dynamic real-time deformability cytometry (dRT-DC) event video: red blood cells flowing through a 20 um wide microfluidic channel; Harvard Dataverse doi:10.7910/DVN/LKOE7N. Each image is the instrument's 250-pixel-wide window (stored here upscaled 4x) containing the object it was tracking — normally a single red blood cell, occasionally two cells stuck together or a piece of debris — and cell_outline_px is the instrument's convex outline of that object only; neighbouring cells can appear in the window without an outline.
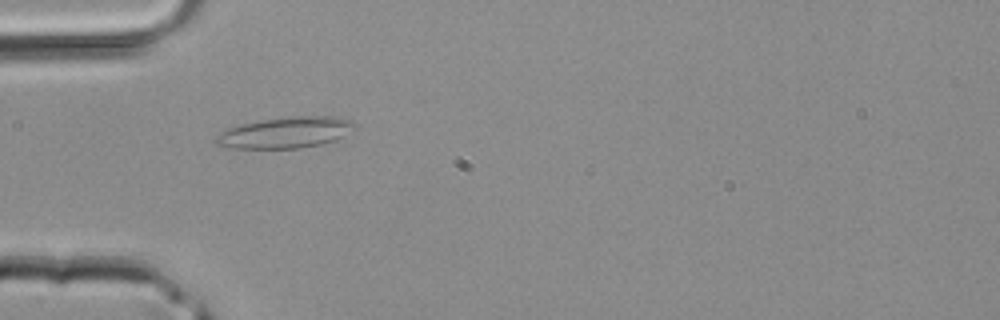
{"species": "common noctule bat (a hibernating species)", "species_latin": "Nyctalus noctula", "temperature_condition": "room temperature", "stored_images_in_passage": 30, "camera_frame_rate_fps": 3000, "um_per_image_px": 0.085, "animal": {"sex": "male", "body_mass_g": 20.4}, "frame": {"image": 1, "passage_image": 1, "time_ms": 0.0, "image_size_px": [1000, 320], "cell_outline_px": [[356, 124], [336, 140], [320, 144], [300, 148], [232, 148], [216, 144], [212, 140], [216, 136], [228, 128], [240, 124], [264, 120], [296, 116], [332, 116], [348, 120]], "centroid_in_image_um": [24.2, 11.27], "position_along_channel_um": 60.8, "area_um2": 24.62}}
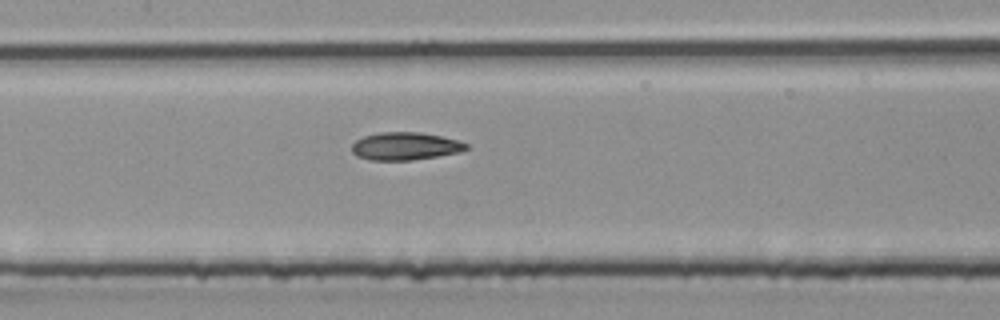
{"frame": {"image": 2, "passage_image": 8, "time_ms": 2.333, "image_size_px": [1000, 320], "cell_outline_px": [[468, 148], [460, 152], [412, 160], [368, 160], [356, 156], [352, 152], [352, 144], [356, 140], [364, 136], [380, 132], [420, 132], [440, 136], [456, 140], [468, 144]], "centroid_in_image_um": [34.41, 12.43], "position_along_channel_um": 173.0, "area_um2": 18.44}}
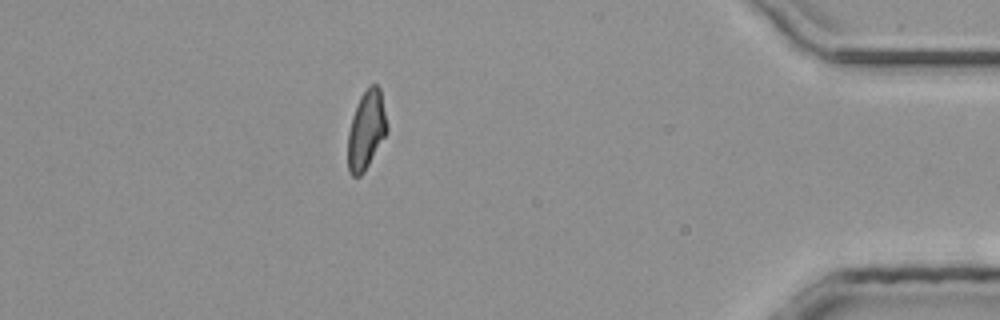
{"frame": {"image": 3, "passage_image": 25, "time_ms": 8.0, "image_size_px": [1000, 320], "cell_outline_px": [[388, 132], [364, 172], [360, 176], [352, 176], [348, 172], [348, 132], [352, 116], [360, 96], [372, 84], [376, 84], [380, 88], [388, 124]], "centroid_in_image_um": [31.14, 11.07], "position_along_channel_um": 404.1, "area_um2": 18.03}}